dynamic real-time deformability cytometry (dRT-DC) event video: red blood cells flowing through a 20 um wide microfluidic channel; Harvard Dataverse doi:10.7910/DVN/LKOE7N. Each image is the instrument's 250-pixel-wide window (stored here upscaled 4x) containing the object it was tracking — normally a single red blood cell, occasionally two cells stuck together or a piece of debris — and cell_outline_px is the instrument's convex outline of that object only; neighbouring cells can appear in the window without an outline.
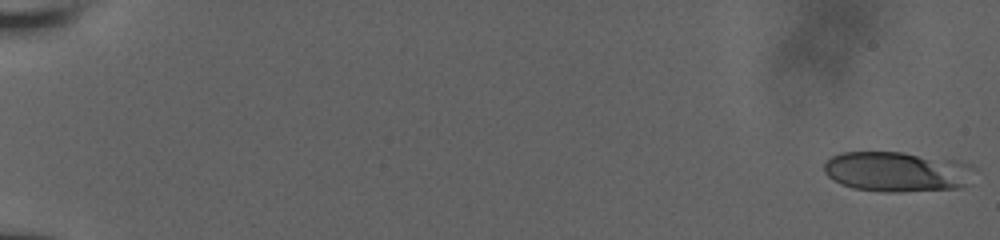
{"species": "human", "species_latin": "Homo sapiens", "temperature_condition": "room temperature", "stored_images_in_passage": 66, "camera_frame_rate_fps": 3000, "um_per_image_px": 0.085, "donor": {"sex": "male"}, "frame": {"image": 1, "passage_image": 1, "time_ms": 0.0, "image_size_px": [1000, 240], "cell_outline_px": [[964, 184], [956, 188], [900, 192], [884, 192], [852, 188], [840, 184], [828, 176], [824, 172], [824, 164], [832, 156], [840, 152], [904, 152], [916, 156], [940, 168], [960, 180]], "centroid_in_image_um": [75.46, 14.65], "position_along_channel_um": 9.5, "area_um2": 30.23}}
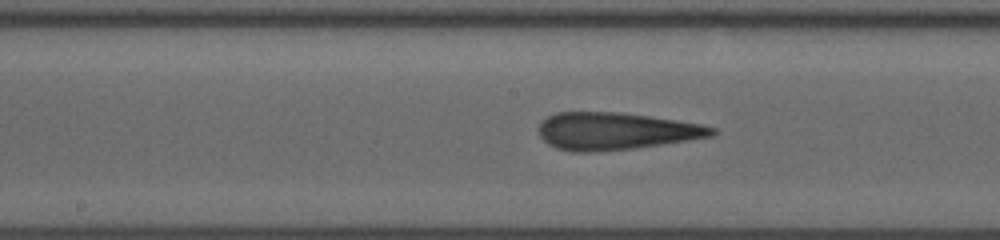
{"frame": {"image": 2, "passage_image": 37, "time_ms": 10.333, "image_size_px": [1000, 240], "cell_outline_px": [[720, 132], [712, 136], [688, 140], [636, 148], [588, 152], [572, 152], [556, 148], [548, 144], [540, 136], [540, 124], [548, 116], [556, 112], [620, 112], [676, 120], [700, 124], [716, 128]], "centroid_in_image_um": [52.35, 11.15], "position_along_channel_um": 195.9, "area_um2": 37.51}}
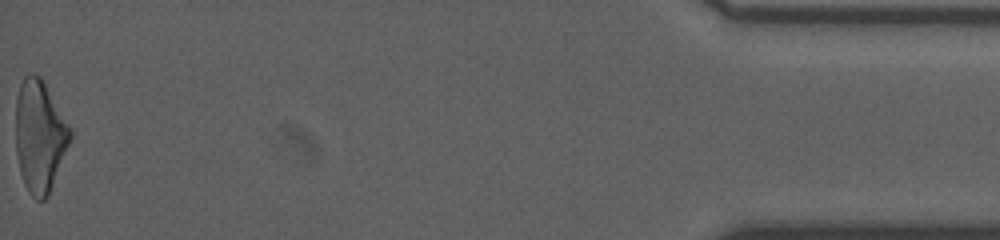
{"frame": {"image": 3, "passage_image": 66, "time_ms": 18.667, "image_size_px": [1000, 240], "cell_outline_px": [[72, 136], [48, 196], [44, 200], [36, 200], [28, 192], [24, 184], [20, 172], [16, 152], [16, 100], [20, 84], [24, 76], [28, 72], [32, 72], [40, 76], [44, 80], [72, 128]], "centroid_in_image_um": [3.38, 11.53], "position_along_channel_um": 431.8, "area_um2": 35.89}, "authors_computed_cell_mechanics": {"area_um2": 36.2406, "velocity_mm_per_s": 3.8913, "shape_relaxation_time_tau1_ms": null, "shape_relaxation_time_tau2_ms": 1.8629, "deformation_change_tau1": null, "deformation_change_tau2": 0.1379}}